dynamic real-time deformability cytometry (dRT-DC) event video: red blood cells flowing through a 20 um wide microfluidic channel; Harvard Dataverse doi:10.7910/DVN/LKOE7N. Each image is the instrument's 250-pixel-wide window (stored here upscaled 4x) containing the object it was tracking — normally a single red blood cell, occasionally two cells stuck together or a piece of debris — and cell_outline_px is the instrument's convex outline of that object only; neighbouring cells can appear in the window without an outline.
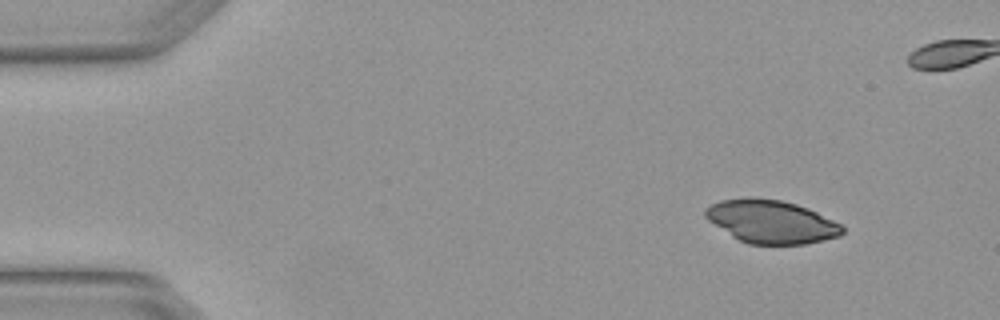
{"species": "Egyptian fruit bat (a non-hibernating species)", "species_latin": "Rousettus aegyptiacus", "temperature_condition": "warm", "stored_images_in_passage": 4, "segment_of_instrument_passage": [1, 2], "camera_frame_rate_fps": 3000, "um_per_image_px": 0.085, "animal": {"sex": "female"}, "frame": {"image": 1, "passage_image": 1, "time_ms": 0.0, "image_size_px": [1000, 320], "cell_outline_px": [[844, 232], [840, 236], [824, 240], [804, 244], [748, 244], [732, 236], [708, 220], [704, 216], [704, 208], [720, 200], [780, 200], [796, 204], [808, 208], [840, 224], [844, 228]], "centroid_in_image_um": [65.58, 18.88], "position_along_channel_um": 19.4, "area_um2": 33.58}}